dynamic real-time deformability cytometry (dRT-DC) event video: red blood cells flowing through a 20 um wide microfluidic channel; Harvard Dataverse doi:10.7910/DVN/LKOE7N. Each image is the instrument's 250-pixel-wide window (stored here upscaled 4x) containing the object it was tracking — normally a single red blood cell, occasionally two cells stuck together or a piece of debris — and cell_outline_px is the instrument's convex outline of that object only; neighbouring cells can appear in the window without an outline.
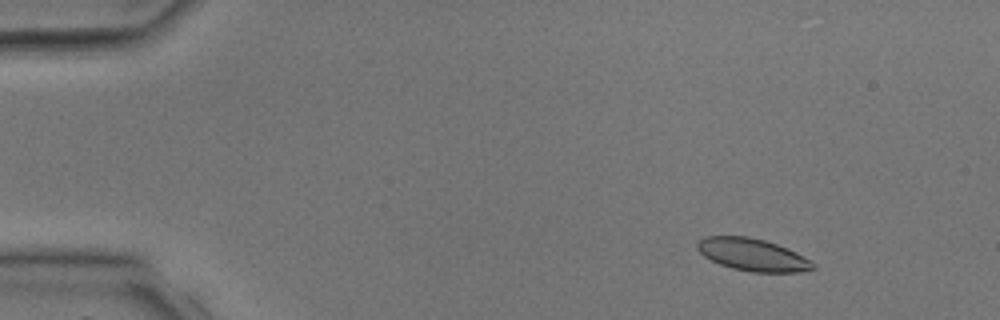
{"species": "common noctule bat (a hibernating species)", "species_latin": "Nyctalus noctula", "temperature_condition": "room temperature", "stored_images_in_passage": 5, "camera_frame_rate_fps": 3000, "um_per_image_px": 0.085, "animal": {"sex": "male", "body_mass_g": 17.9, "forearm_length_mm": 54.2}, "frame": {"image": 1, "passage_image": 2, "time_ms": 1.333, "image_size_px": [1000, 320], "cell_outline_px": [[816, 268], [796, 272], [752, 272], [732, 268], [720, 264], [704, 256], [696, 248], [696, 244], [704, 236], [748, 236], [764, 240], [788, 248], [804, 256], [816, 264]], "centroid_in_image_um": [63.97, 21.64], "position_along_channel_um": 21.0, "area_um2": 21.79}}